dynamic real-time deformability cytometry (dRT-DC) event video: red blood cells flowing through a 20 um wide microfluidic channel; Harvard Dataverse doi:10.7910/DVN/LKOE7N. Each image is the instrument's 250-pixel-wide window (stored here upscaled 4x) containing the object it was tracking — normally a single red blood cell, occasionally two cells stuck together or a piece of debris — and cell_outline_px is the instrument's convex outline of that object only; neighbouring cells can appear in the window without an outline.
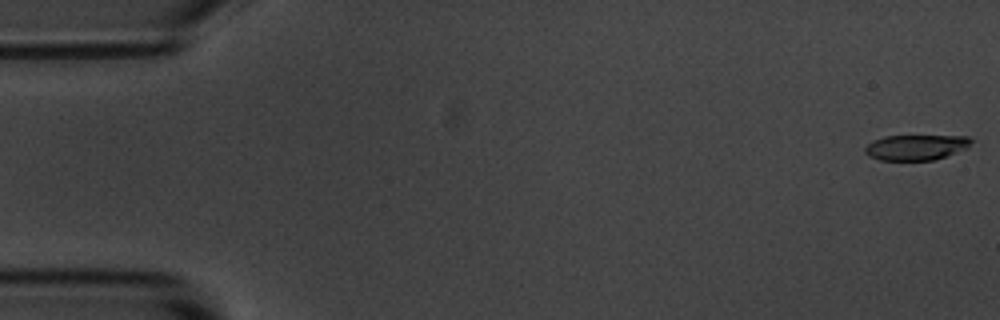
{"species": "common noctule bat (a hibernating species)", "species_latin": "Nyctalus noctula", "temperature_condition": "room temperature", "stored_images_in_passage": 17, "camera_frame_rate_fps": 3000, "um_per_image_px": 0.085, "animal": {"sex": "male", "body_mass_g": 20.1, "forearm_length_mm": 53.5}, "frame": {"image": 1, "passage_image": 1, "time_ms": 0.0, "image_size_px": [1000, 320], "cell_outline_px": [[976, 140], [968, 148], [936, 160], [880, 160], [868, 156], [864, 152], [864, 148], [872, 140], [884, 136], [968, 136]], "centroid_in_image_um": [77.9, 12.52], "position_along_channel_um": 7.1, "area_um2": 16.01}}
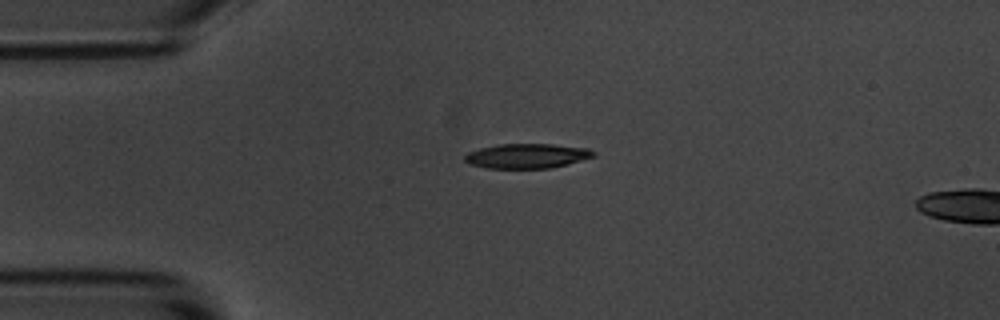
{"frame": {"image": 2, "passage_image": 13, "time_ms": 4.0, "image_size_px": [1000, 320], "cell_outline_px": [[596, 156], [568, 164], [548, 168], [488, 168], [472, 164], [464, 160], [464, 156], [468, 152], [480, 148], [496, 144], [552, 144], [588, 148], [596, 152]], "centroid_in_image_um": [44.82, 13.24], "position_along_channel_um": 40.2, "area_um2": 18.5}}